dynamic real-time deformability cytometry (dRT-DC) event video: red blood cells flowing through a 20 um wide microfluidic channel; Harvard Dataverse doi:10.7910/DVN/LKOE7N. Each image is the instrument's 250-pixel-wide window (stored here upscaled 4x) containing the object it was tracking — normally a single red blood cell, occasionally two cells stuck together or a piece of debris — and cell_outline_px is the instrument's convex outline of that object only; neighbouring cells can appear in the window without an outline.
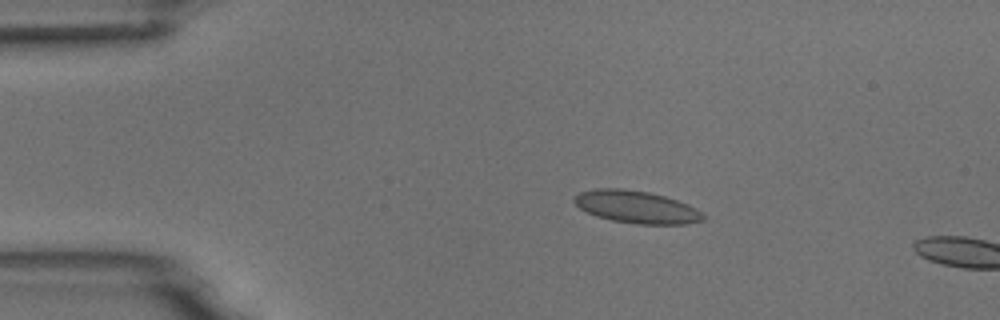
{"species": "common noctule bat (a hibernating species)", "species_latin": "Nyctalus noctula", "temperature_condition": "room temperature", "stored_images_in_passage": 4, "camera_frame_rate_fps": 3000, "um_per_image_px": 0.085, "animal": {"sex": "male", "body_mass_g": 18.8}, "frame": {"image": 1, "passage_image": 3, "time_ms": 2.333, "image_size_px": [1000, 320], "cell_outline_px": [[704, 220], [688, 224], [636, 224], [612, 220], [596, 216], [580, 208], [572, 200], [580, 192], [596, 188], [620, 188], [648, 192], [664, 196], [688, 204], [696, 208], [704, 216]], "centroid_in_image_um": [54.1, 17.59], "position_along_channel_um": 30.9, "area_um2": 24.22}}